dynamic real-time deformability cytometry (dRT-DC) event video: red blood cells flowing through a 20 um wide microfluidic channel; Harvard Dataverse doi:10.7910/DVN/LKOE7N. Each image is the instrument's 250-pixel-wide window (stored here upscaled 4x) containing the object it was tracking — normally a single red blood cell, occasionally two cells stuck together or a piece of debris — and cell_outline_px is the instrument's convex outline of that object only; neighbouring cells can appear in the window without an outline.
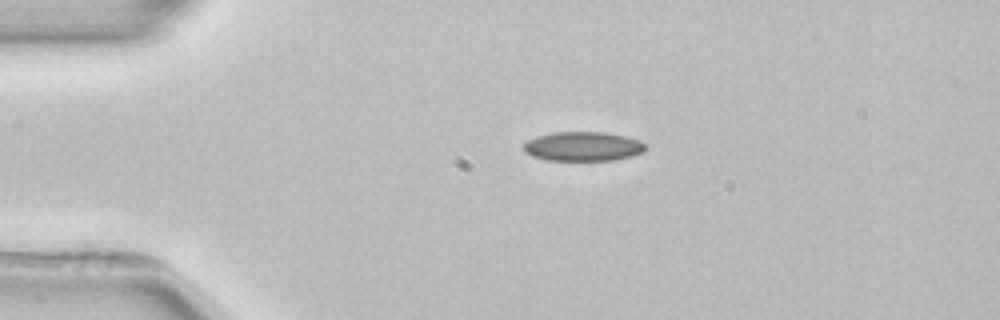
{"species": "common noctule bat (a hibernating species)", "species_latin": "Nyctalus noctula", "temperature_condition": "room temperature", "stored_images_in_passage": 3, "camera_frame_rate_fps": 3000, "um_per_image_px": 0.085, "animal": {"sex": "female", "body_mass_g": 22.7, "forearm_length_mm": 54.2}, "frame": {"image": 1, "passage_image": 1, "time_ms": 0.0, "image_size_px": [1000, 320], "cell_outline_px": [[644, 152], [632, 156], [612, 160], [548, 160], [532, 156], [524, 152], [524, 144], [528, 140], [536, 136], [552, 132], [604, 132], [624, 136], [640, 140], [644, 144]], "centroid_in_image_um": [49.54, 12.44], "position_along_channel_um": 35.5, "area_um2": 20.75}}